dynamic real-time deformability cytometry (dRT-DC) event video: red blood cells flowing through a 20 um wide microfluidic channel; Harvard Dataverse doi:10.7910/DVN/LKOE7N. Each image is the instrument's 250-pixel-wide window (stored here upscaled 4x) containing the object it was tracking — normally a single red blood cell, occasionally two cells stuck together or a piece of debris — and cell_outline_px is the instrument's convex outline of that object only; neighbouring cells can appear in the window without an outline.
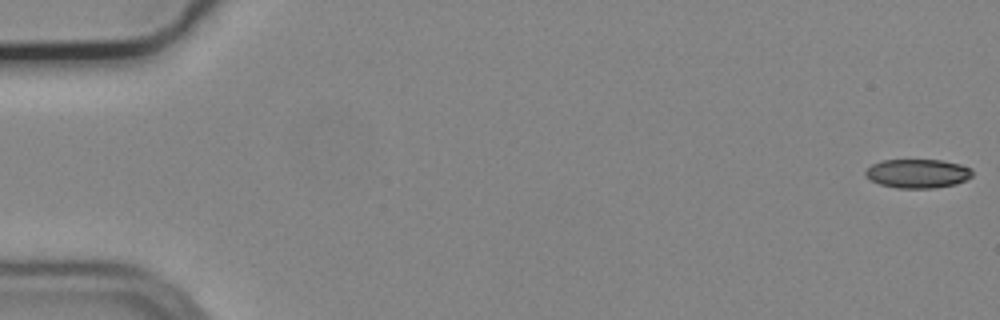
{"species": "common noctule bat (a hibernating species)", "species_latin": "Nyctalus noctula", "temperature_condition": "cold", "stored_images_in_passage": 31, "camera_frame_rate_fps": 3000, "um_per_image_px": 0.085, "animal": {"sex": "male", "body_mass_g": 19.2, "forearm_length_mm": 51.8}, "frame": {"image": 1, "passage_image": 1, "time_ms": 0.0, "image_size_px": [1000, 320], "cell_outline_px": [[972, 176], [956, 184], [932, 188], [896, 188], [880, 184], [868, 180], [864, 176], [864, 172], [872, 164], [880, 160], [940, 160], [960, 164], [972, 168]], "centroid_in_image_um": [77.96, 14.75], "position_along_channel_um": 7.0, "area_um2": 18.15}}